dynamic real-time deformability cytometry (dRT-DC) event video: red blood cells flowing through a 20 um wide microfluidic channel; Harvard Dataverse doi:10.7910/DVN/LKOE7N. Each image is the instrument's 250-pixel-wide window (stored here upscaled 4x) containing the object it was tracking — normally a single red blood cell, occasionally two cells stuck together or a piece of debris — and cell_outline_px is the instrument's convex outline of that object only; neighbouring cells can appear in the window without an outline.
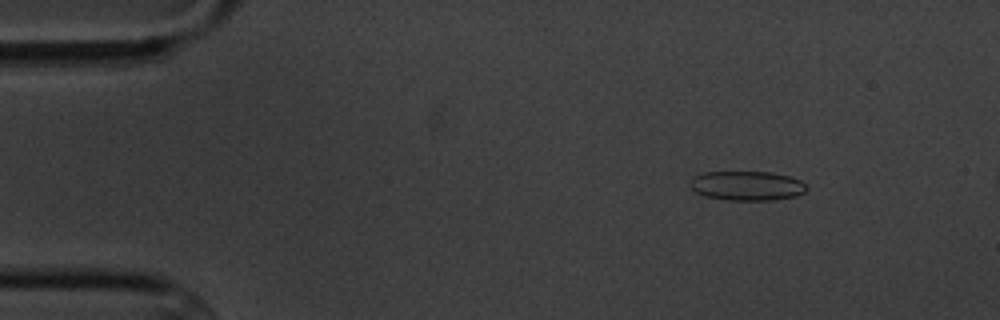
{"species": "common noctule bat (a hibernating species)", "species_latin": "Nyctalus noctula", "temperature_condition": "cold", "stored_images_in_passage": 5, "camera_frame_rate_fps": 3000, "um_per_image_px": 0.085, "animal": {"sex": "male", "body_mass_g": 20.1, "forearm_length_mm": 53.5}, "frame": {"image": 1, "passage_image": 3, "time_ms": 2.333, "image_size_px": [1000, 320], "cell_outline_px": [[808, 188], [804, 192], [796, 196], [772, 200], [728, 200], [704, 196], [696, 192], [688, 184], [696, 176], [704, 172], [772, 172], [792, 176], [800, 180]], "centroid_in_image_um": [63.52, 15.79], "position_along_channel_um": 21.5, "area_um2": 20.0}}